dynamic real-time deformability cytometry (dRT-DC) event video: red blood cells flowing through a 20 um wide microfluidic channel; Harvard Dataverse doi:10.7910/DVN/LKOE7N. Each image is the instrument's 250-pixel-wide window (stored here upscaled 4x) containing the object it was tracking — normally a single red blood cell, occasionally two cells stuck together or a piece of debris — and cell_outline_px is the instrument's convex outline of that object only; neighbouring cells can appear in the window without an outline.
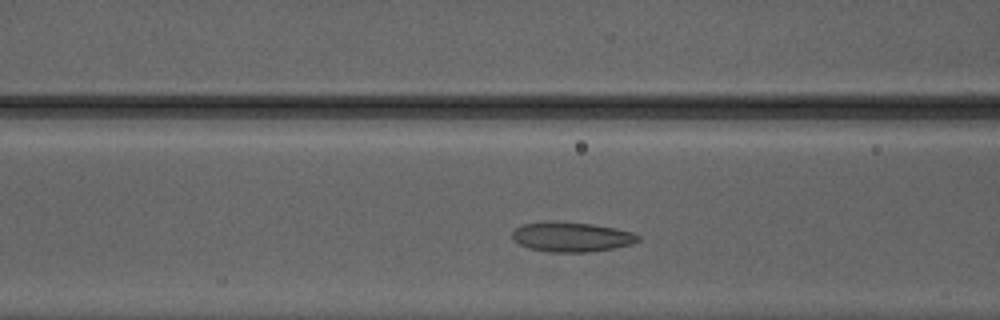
{"species": "Egyptian fruit bat (a non-hibernating species)", "species_latin": "Rousettus aegyptiacus", "temperature_condition": "warm", "stored_images_in_passage": 36, "camera_frame_rate_fps": 3000, "um_per_image_px": 0.085, "animal": {"sex": "male"}, "frame": {"image": 1, "passage_image": 16, "time_ms": 5.0, "image_size_px": [1000, 320], "cell_outline_px": [[640, 240], [632, 244], [616, 248], [588, 252], [548, 252], [528, 248], [512, 240], [512, 232], [516, 228], [524, 224], [544, 220], [592, 224], [636, 232], [640, 236]], "centroid_in_image_um": [48.59, 20.13], "position_along_channel_um": 118.0, "area_um2": 22.14}}
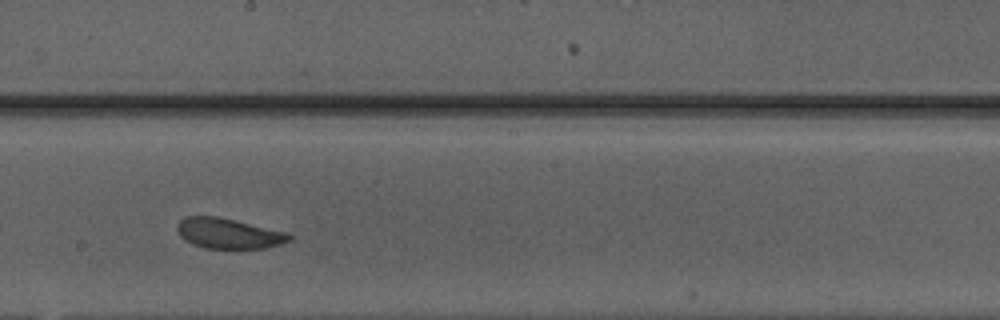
{"frame": {"image": 2, "passage_image": 24, "time_ms": 7.667, "image_size_px": [1000, 320], "cell_outline_px": [[292, 240], [280, 244], [264, 248], [204, 248], [192, 244], [184, 240], [180, 236], [176, 228], [176, 224], [184, 216], [216, 216], [288, 232], [292, 236]], "centroid_in_image_um": [19.4, 19.84], "position_along_channel_um": 228.8, "area_um2": 19.88}}
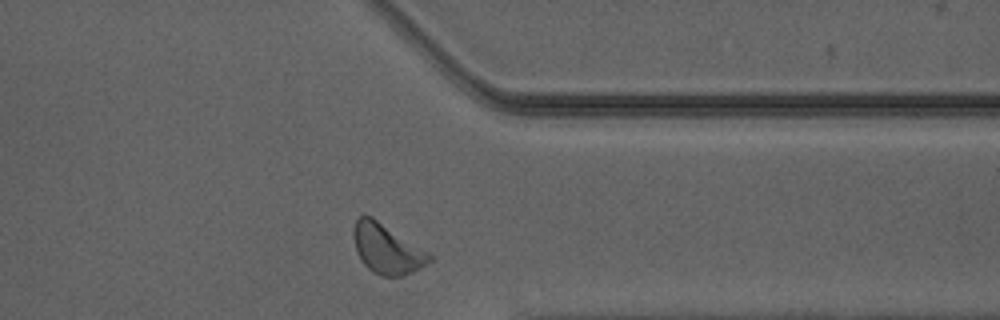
{"frame": {"image": 3, "passage_image": 35, "time_ms": 11.333, "image_size_px": [1000, 320], "cell_outline_px": [[432, 260], [412, 272], [404, 276], [380, 276], [368, 268], [364, 264], [356, 248], [352, 236], [352, 232], [356, 220], [360, 216], [372, 216], [428, 252], [432, 256]], "centroid_in_image_um": [32.87, 21.15], "position_along_channel_um": 378.5, "area_um2": 21.62}, "authors_computed_cell_mechanics": {"area_um2": 21.6461, "velocity_mm_per_s": 4.1606, "shape_relaxation_time_tau1_ms": 1.7191, "shape_relaxation_time_tau2_ms": 1.8539, "deformation_change_tau1": 0.072, "deformation_change_tau2": 0.0792}}